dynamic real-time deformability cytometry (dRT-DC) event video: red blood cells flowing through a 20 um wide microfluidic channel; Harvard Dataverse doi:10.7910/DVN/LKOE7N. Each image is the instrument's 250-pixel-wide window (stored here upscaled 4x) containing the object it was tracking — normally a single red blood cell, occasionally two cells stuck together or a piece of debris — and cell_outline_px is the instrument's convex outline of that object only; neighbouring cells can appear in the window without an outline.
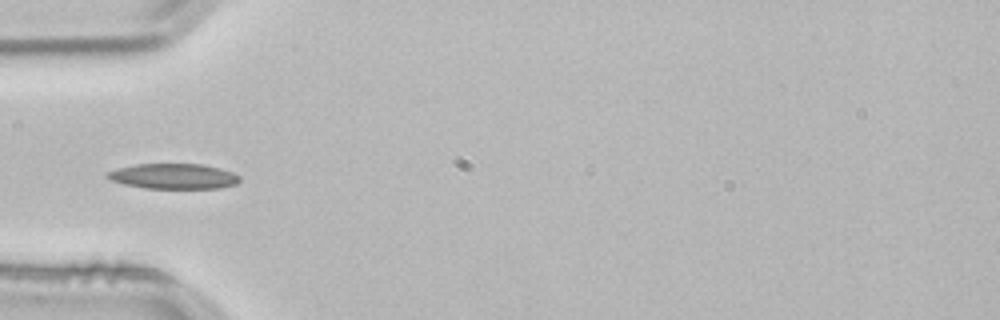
{"species": "common noctule bat (a hibernating species)", "species_latin": "Nyctalus noctula", "temperature_condition": "room temperature", "stored_images_in_passage": 3, "camera_frame_rate_fps": 3000, "um_per_image_px": 0.085, "animal": {"sex": "male", "body_mass_g": 21.5, "forearm_length_mm": 52.0}, "frame": {"image": 1, "passage_image": 3, "time_ms": 0.667, "image_size_px": [1000, 320], "cell_outline_px": [[240, 180], [236, 184], [220, 188], [144, 188], [124, 184], [108, 180], [104, 176], [104, 172], [116, 168], [136, 164], [200, 164], [220, 168], [232, 172], [240, 176]], "centroid_in_image_um": [14.68, 14.98], "position_along_channel_um": 70.3, "area_um2": 19.71}}